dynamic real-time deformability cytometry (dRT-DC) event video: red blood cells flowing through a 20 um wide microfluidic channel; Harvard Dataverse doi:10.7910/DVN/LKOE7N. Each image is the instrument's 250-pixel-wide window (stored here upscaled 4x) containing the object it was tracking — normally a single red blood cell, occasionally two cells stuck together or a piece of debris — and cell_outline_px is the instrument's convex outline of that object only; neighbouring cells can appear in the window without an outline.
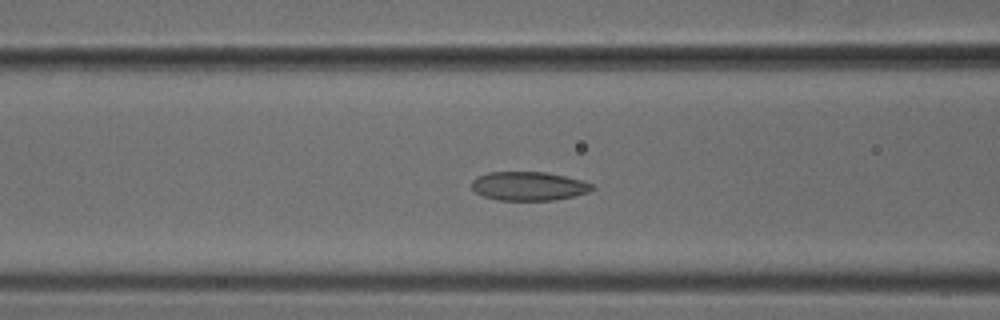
{"species": "common noctule bat (a hibernating species)", "species_latin": "Nyctalus noctula", "temperature_condition": "cold", "stored_images_in_passage": 34, "camera_frame_rate_fps": 3000, "um_per_image_px": 0.085, "animal": {"sex": "male", "body_mass_g": 18.8}, "frame": {"image": 1, "passage_image": 12, "time_ms": 3.667, "image_size_px": [1000, 320], "cell_outline_px": [[596, 188], [588, 192], [572, 196], [552, 200], [496, 200], [484, 196], [476, 192], [472, 188], [472, 180], [476, 176], [488, 172], [544, 172], [564, 176], [580, 180], [592, 184]], "centroid_in_image_um": [44.91, 15.81], "position_along_channel_um": 121.7, "area_um2": 20.11}}
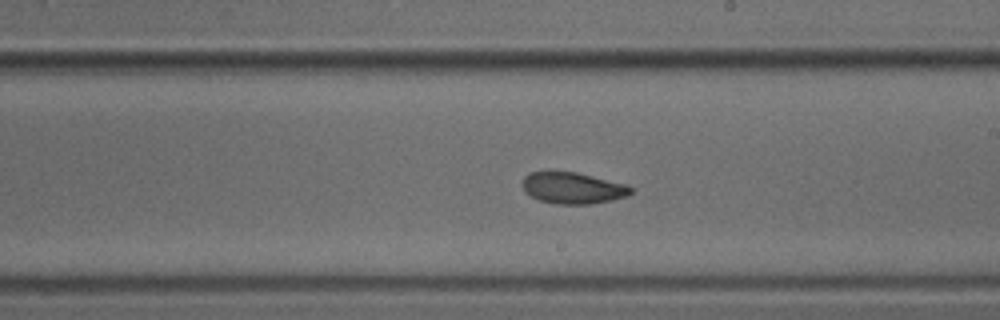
{"frame": {"image": 2, "passage_image": 21, "time_ms": 6.667, "image_size_px": [1000, 320], "cell_outline_px": [[632, 192], [628, 196], [612, 200], [592, 204], [556, 204], [540, 200], [524, 192], [520, 184], [524, 176], [528, 172], [552, 168], [576, 172], [628, 184], [632, 188]], "centroid_in_image_um": [48.62, 15.93], "position_along_channel_um": 240.4, "area_um2": 20.75}}
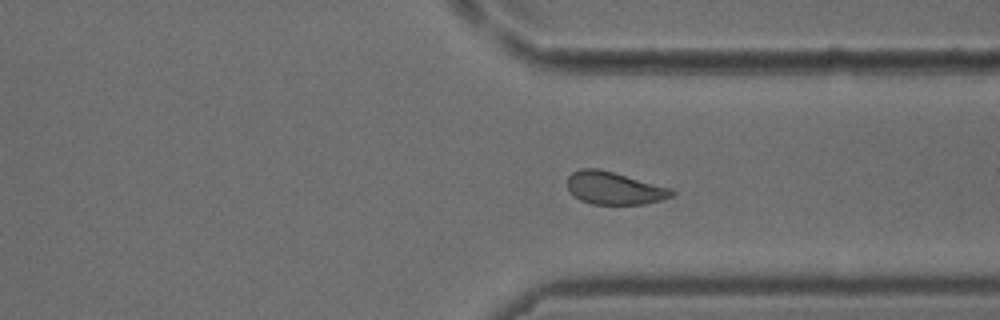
{"frame": {"image": 3, "passage_image": 30, "time_ms": 9.667, "image_size_px": [1000, 320], "cell_outline_px": [[676, 192], [672, 196], [660, 200], [644, 204], [592, 204], [580, 200], [568, 188], [568, 176], [572, 172], [580, 168], [596, 168], [612, 172], [672, 188]], "centroid_in_image_um": [52.22, 15.99], "position_along_channel_um": 359.2, "area_um2": 19.65}}